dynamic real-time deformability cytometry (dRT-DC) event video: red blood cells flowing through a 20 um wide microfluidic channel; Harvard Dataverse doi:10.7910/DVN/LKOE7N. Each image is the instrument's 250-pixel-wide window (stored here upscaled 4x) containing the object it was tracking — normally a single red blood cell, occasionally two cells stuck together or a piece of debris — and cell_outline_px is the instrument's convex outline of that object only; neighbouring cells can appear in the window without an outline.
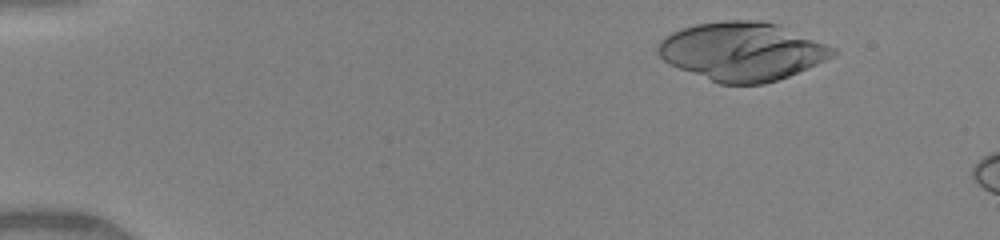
{"species": "human", "species_latin": "Homo sapiens", "temperature_condition": "warm", "stored_images_in_passage": 8, "camera_frame_rate_fps": 3000, "um_per_image_px": 0.085, "donor": {"sex": "female"}, "frame": {"image": 1, "passage_image": 4, "time_ms": 1.333, "image_size_px": [1000, 240], "cell_outline_px": [[836, 56], [808, 68], [788, 76], [764, 84], [720, 84], [680, 68], [664, 60], [656, 52], [656, 48], [660, 40], [664, 36], [672, 32], [696, 24], [724, 20], [764, 20], [780, 24], [836, 48]], "centroid_in_image_um": [63.12, 4.35], "position_along_channel_um": 21.9, "area_um2": 59.59}}